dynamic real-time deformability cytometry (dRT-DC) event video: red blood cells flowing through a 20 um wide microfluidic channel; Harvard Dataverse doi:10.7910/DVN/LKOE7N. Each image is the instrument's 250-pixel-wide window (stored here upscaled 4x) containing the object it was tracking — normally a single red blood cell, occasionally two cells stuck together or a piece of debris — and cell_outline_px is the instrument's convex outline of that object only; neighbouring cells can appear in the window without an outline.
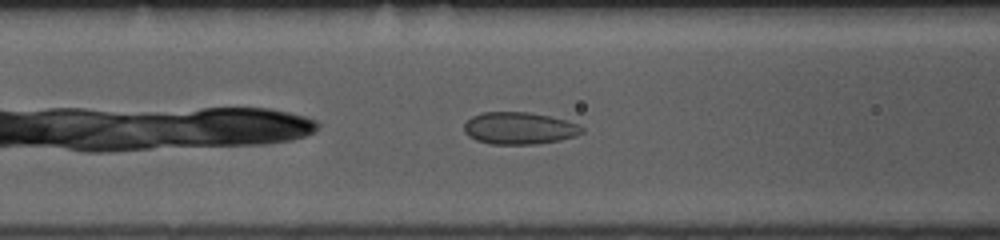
{"species": "common noctule bat (a hibernating species)", "species_latin": "Nyctalus noctula", "temperature_condition": "room temperature", "stored_images_in_passage": 32, "camera_frame_rate_fps": 3000, "um_per_image_px": 0.085, "animal": {"sex": "female", "body_mass_g": 10.0, "forearm_length_mm": 53.1}, "frame": {"image": 1, "passage_image": 7, "time_ms": 2.0, "image_size_px": [1000, 240], "cell_outline_px": [[584, 132], [576, 136], [560, 140], [536, 144], [492, 144], [476, 140], [468, 136], [464, 132], [464, 124], [472, 116], [484, 112], [528, 112], [552, 116], [580, 124], [584, 128]], "centroid_in_image_um": [44.17, 10.9], "position_along_channel_um": 122.4, "area_um2": 22.25}}
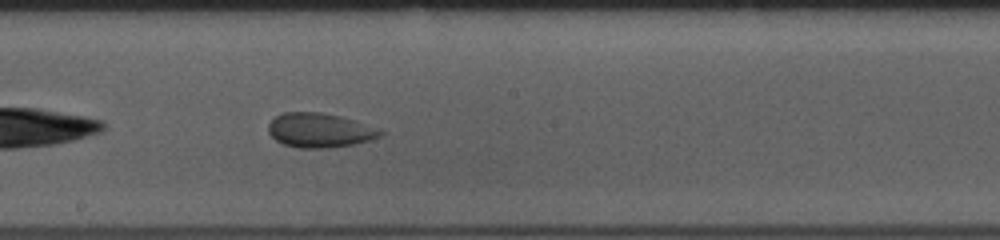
{"frame": {"image": 2, "passage_image": 15, "time_ms": 4.667, "image_size_px": [1000, 240], "cell_outline_px": [[388, 132], [380, 136], [368, 140], [352, 144], [328, 148], [296, 148], [284, 144], [276, 140], [268, 132], [268, 124], [276, 116], [284, 112], [320, 112], [340, 116], [356, 120]], "centroid_in_image_um": [27.18, 11.07], "position_along_channel_um": 221.0, "area_um2": 22.48}}
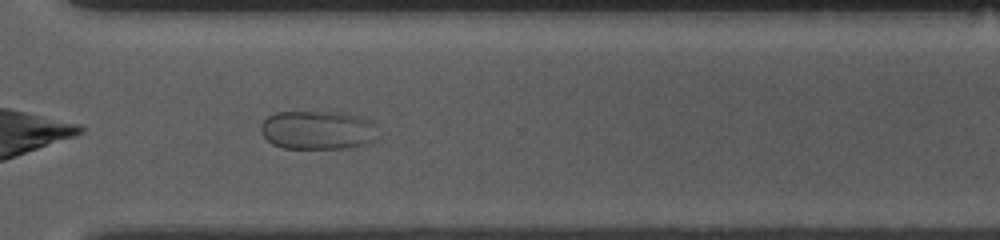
{"frame": {"image": 3, "passage_image": 25, "time_ms": 8.0, "image_size_px": [1000, 240], "cell_outline_px": [[380, 140], [372, 144], [344, 148], [284, 148], [272, 144], [260, 132], [260, 124], [268, 116], [276, 112], [340, 112], [360, 116], [372, 120], [376, 124]], "centroid_in_image_um": [27.1, 11.06], "position_along_channel_um": 343.5, "area_um2": 27.17}}